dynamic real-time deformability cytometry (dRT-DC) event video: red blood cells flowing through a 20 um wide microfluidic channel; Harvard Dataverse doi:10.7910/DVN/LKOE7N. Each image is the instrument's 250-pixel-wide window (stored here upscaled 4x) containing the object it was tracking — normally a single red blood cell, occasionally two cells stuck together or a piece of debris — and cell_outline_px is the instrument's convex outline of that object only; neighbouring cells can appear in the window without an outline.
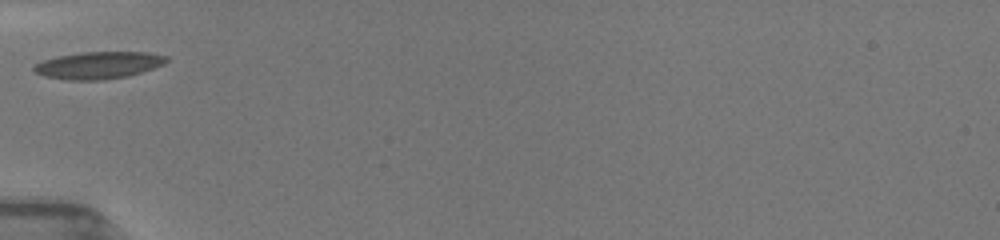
{"species": "common noctule bat (a hibernating species)", "species_latin": "Nyctalus noctula", "temperature_condition": "room temperature", "stored_images_in_passage": 4, "camera_frame_rate_fps": 3000, "um_per_image_px": 0.085, "animal": {"sex": "female", "body_mass_g": 19.5, "forearm_length_mm": 54.1}, "frame": {"image": 1, "passage_image": 1, "time_ms": 0.0, "image_size_px": [1000, 240], "cell_outline_px": [[168, 60], [164, 64], [128, 76], [104, 80], [68, 80], [44, 76], [36, 72], [32, 68], [36, 64], [44, 60], [56, 56], [80, 52], [148, 52], [168, 56]], "centroid_in_image_um": [8.37, 5.54], "position_along_channel_um": 76.6, "area_um2": 20.92}}
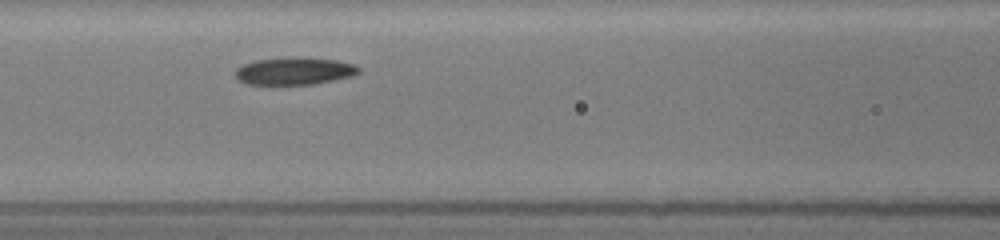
{"frame": {"image": 2, "passage_image": 3, "time_ms": 1.667, "image_size_px": [1000, 240], "cell_outline_px": [[360, 72], [352, 76], [312, 84], [244, 84], [236, 80], [236, 68], [244, 64], [256, 60], [336, 60], [356, 64], [360, 68]], "centroid_in_image_um": [25.01, 6.09], "position_along_channel_um": 141.6, "area_um2": 18.67}}
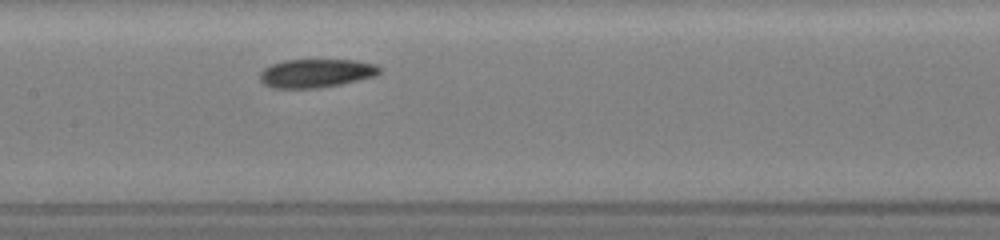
{"frame": {"image": 3, "passage_image": 4, "time_ms": 2.667, "image_size_px": [1000, 240], "cell_outline_px": [[380, 72], [376, 76], [340, 84], [320, 88], [272, 88], [264, 84], [260, 80], [260, 72], [264, 68], [272, 64], [284, 60], [356, 60], [376, 64], [380, 68]], "centroid_in_image_um": [26.87, 6.22], "position_along_channel_um": 180.5, "area_um2": 19.94}}